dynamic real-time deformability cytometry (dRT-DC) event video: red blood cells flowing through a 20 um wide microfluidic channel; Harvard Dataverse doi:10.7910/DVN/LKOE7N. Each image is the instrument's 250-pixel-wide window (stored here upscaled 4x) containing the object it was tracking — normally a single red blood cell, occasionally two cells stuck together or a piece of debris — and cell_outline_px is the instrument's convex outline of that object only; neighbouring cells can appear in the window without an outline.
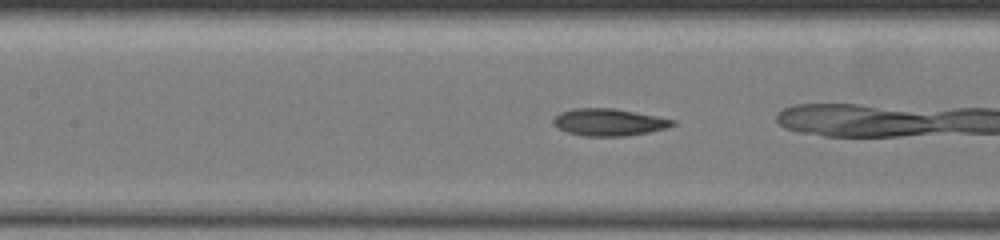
{"species": "common noctule bat (a hibernating species)", "species_latin": "Nyctalus noctula", "temperature_condition": "warm", "stored_images_in_passage": 41, "camera_frame_rate_fps": 3000, "um_per_image_px": 0.085, "animal": {"sex": "female", "body_mass_g": 19.5, "forearm_length_mm": 54.1}, "frame": {"image": 1, "passage_image": 30, "time_ms": 9.667, "image_size_px": [1000, 240], "cell_outline_px": [[676, 124], [668, 128], [648, 132], [624, 136], [584, 136], [568, 132], [552, 124], [552, 120], [560, 112], [572, 108], [616, 108], [676, 120]], "centroid_in_image_um": [51.76, 10.38], "position_along_channel_um": 155.6, "area_um2": 18.9}}